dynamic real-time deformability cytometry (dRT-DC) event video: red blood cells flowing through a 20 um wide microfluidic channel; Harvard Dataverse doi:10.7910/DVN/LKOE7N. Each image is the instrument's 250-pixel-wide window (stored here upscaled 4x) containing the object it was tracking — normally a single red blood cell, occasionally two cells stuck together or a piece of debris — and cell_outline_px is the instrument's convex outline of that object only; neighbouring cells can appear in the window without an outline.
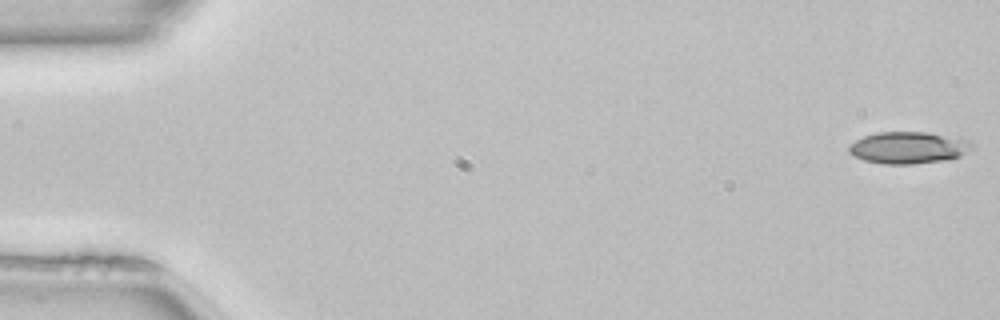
{"species": "common noctule bat (a hibernating species)", "species_latin": "Nyctalus noctula", "temperature_condition": "room temperature", "stored_images_in_passage": 16, "camera_frame_rate_fps": 3000, "um_per_image_px": 0.085, "animal": {"sex": "female", "body_mass_g": 22.7, "forearm_length_mm": 54.2}, "frame": {"image": 1, "passage_image": 1, "time_ms": 0.0, "image_size_px": [1000, 320], "cell_outline_px": [[972, 148], [960, 156], [944, 160], [912, 164], [880, 164], [864, 160], [852, 156], [848, 152], [848, 144], [864, 136], [876, 132], [928, 132], [968, 140], [972, 144]], "centroid_in_image_um": [77.14, 12.55], "position_along_channel_um": 7.9, "area_um2": 22.89}}
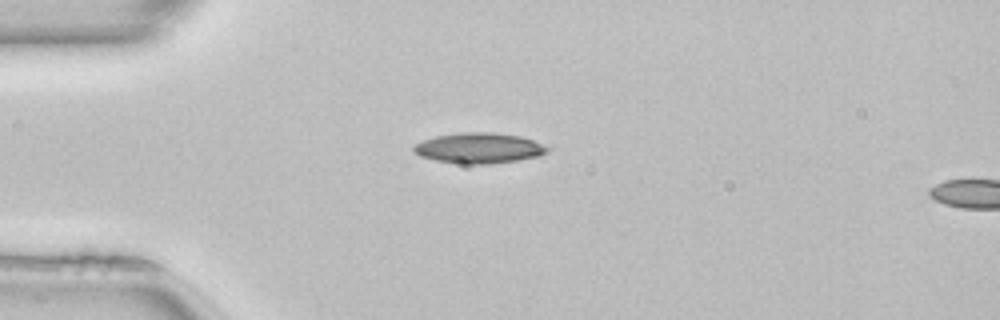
{"frame": {"image": 2, "passage_image": 13, "time_ms": 4.0, "image_size_px": [1000, 320], "cell_outline_px": [[552, 148], [548, 152], [540, 156], [516, 160], [488, 164], [464, 164], [436, 160], [420, 156], [412, 148], [416, 144], [424, 140], [436, 136], [460, 132], [492, 132], [520, 136], [532, 140]], "centroid_in_image_um": [40.75, 12.58], "position_along_channel_um": 44.2, "area_um2": 23.64}}